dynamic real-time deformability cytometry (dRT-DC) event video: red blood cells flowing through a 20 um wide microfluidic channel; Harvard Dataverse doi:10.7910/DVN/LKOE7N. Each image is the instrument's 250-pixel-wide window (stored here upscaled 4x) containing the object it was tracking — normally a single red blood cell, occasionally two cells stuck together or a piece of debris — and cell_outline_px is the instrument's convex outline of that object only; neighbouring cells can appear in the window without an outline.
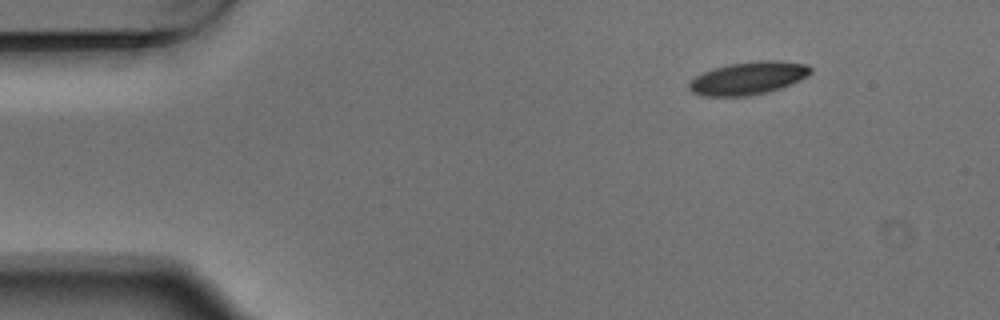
{"species": "Egyptian fruit bat (a non-hibernating species)", "species_latin": "Rousettus aegyptiacus", "temperature_condition": "warm", "stored_images_in_passage": 5, "camera_frame_rate_fps": 3000, "um_per_image_px": 0.085, "animal": {"sex": "male"}, "frame": {"image": 1, "passage_image": 1, "time_ms": 0.0, "image_size_px": [1000, 320], "cell_outline_px": [[812, 72], [808, 76], [800, 80], [780, 88], [768, 92], [748, 96], [700, 96], [692, 92], [688, 88], [688, 84], [700, 72], [728, 64], [756, 60], [780, 60], [808, 64], [812, 68]], "centroid_in_image_um": [63.61, 6.63], "position_along_channel_um": 21.4, "area_um2": 23.58}}
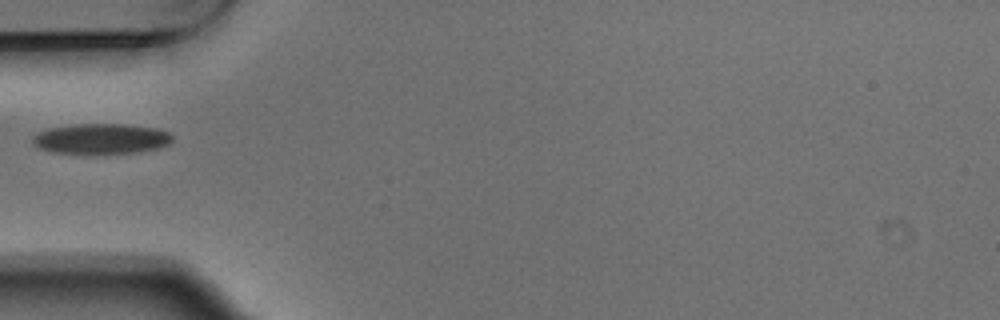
{"frame": {"image": 2, "passage_image": 4, "time_ms": 1.0, "image_size_px": [1000, 320], "cell_outline_px": [[172, 140], [168, 144], [160, 148], [140, 152], [84, 156], [52, 152], [40, 148], [32, 144], [32, 136], [48, 128], [76, 124], [124, 124], [156, 128], [168, 132], [172, 136]], "centroid_in_image_um": [8.57, 11.84], "position_along_channel_um": 76.4, "area_um2": 25.55}}
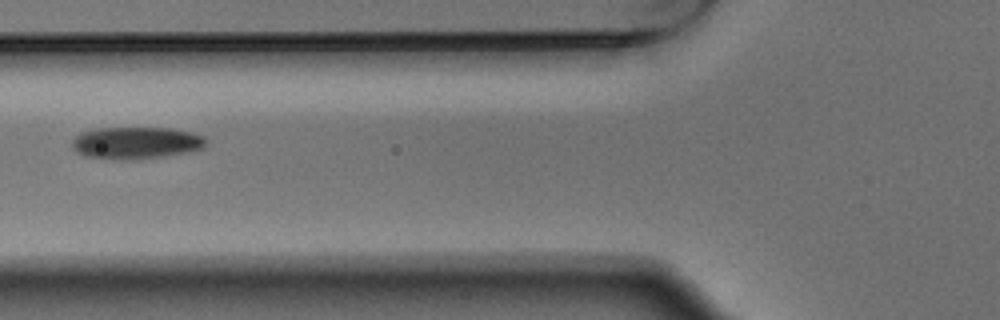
{"frame": {"image": 3, "passage_image": 5, "time_ms": 1.333, "image_size_px": [1000, 320], "cell_outline_px": [[208, 144], [204, 148], [184, 152], [160, 156], [132, 160], [84, 156], [76, 152], [72, 148], [72, 140], [80, 132], [96, 128], [172, 128], [196, 132], [204, 136], [208, 140]], "centroid_in_image_um": [11.59, 12.12], "position_along_channel_um": 114.2, "area_um2": 25.14}}